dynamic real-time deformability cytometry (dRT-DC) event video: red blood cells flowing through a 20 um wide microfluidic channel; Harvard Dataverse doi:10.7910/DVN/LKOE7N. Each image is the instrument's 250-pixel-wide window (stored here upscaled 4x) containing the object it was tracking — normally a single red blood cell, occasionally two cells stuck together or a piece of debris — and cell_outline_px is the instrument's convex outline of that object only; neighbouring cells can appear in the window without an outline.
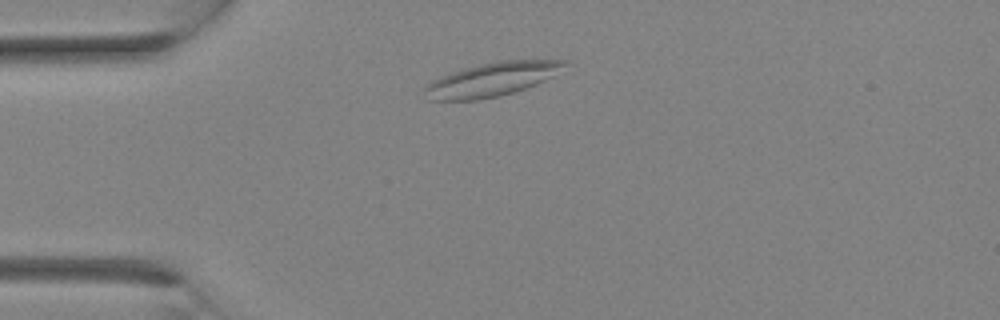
{"species": "Egyptian fruit bat (a non-hibernating species)", "species_latin": "Rousettus aegyptiacus", "temperature_condition": "room temperature", "stored_images_in_passage": 3, "camera_frame_rate_fps": 3000, "um_per_image_px": 0.085, "animal": {"sex": "female"}, "frame": {"image": 1, "passage_image": 3, "time_ms": 2.333, "image_size_px": [1000, 320], "cell_outline_px": [[568, 60], [552, 76], [536, 84], [500, 96], [476, 100], [428, 100], [420, 88], [432, 80], [440, 76], [464, 68], [496, 60]], "centroid_in_image_um": [41.68, 6.76], "position_along_channel_um": 43.3, "area_um2": 27.34}}